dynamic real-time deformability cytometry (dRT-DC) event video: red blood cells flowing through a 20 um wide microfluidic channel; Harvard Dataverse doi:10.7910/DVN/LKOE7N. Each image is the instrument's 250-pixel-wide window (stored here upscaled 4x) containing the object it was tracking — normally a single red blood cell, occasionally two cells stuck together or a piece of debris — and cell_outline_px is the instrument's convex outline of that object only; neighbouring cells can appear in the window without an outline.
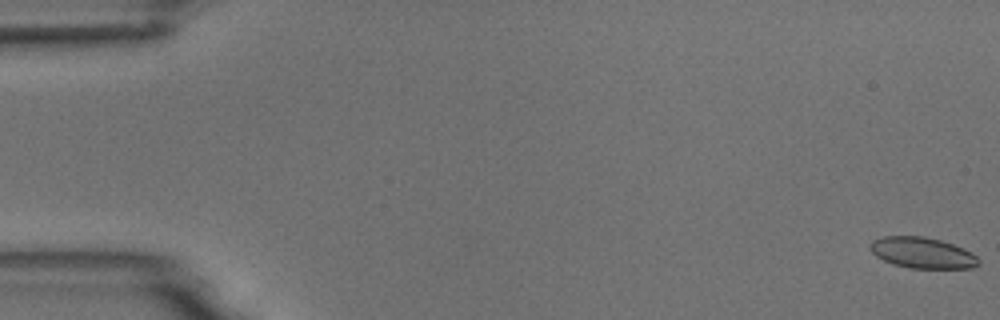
{"species": "common noctule bat (a hibernating species)", "species_latin": "Nyctalus noctula", "temperature_condition": "room temperature", "stored_images_in_passage": 3, "camera_frame_rate_fps": 3000, "um_per_image_px": 0.085, "animal": {"sex": "male", "body_mass_g": 18.8}, "frame": {"image": 1, "passage_image": 1, "time_ms": 0.0, "image_size_px": [1000, 320], "cell_outline_px": [[980, 264], [972, 268], [908, 268], [892, 264], [876, 256], [868, 248], [868, 244], [872, 240], [880, 236], [924, 236], [940, 240], [964, 248], [972, 252], [980, 260]], "centroid_in_image_um": [78.37, 21.48], "position_along_channel_um": 6.6, "area_um2": 19.83}}